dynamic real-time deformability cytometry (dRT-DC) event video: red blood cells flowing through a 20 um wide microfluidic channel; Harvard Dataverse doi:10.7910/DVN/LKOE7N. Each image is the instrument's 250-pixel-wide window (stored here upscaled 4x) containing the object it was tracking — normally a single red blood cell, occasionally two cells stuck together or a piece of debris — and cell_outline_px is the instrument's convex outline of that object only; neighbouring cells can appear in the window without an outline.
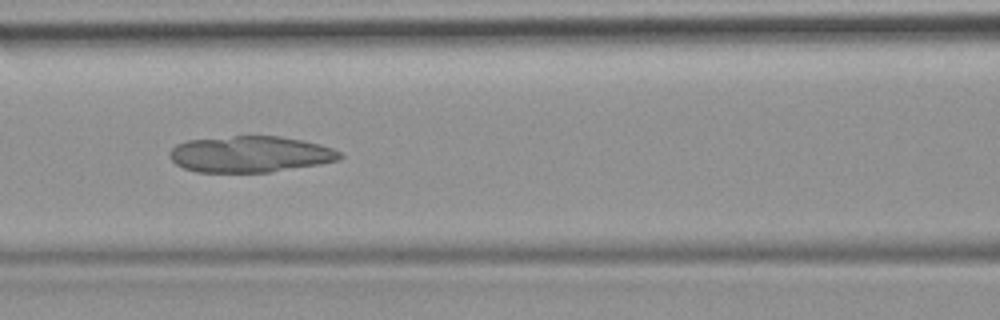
{"species": "common noctule bat (a hibernating species)", "species_latin": "Nyctalus noctula", "temperature_condition": "room temperature", "stored_images_in_passage": 37, "camera_frame_rate_fps": 3000, "um_per_image_px": 0.085, "animal": {"sex": "female", "body_mass_g": 19.9}, "frame": {"image": 1, "passage_image": 15, "time_ms": 4.667, "image_size_px": [1000, 320], "cell_outline_px": [[344, 156], [340, 160], [320, 164], [268, 172], [196, 172], [184, 168], [176, 164], [168, 156], [168, 152], [176, 144], [188, 140], [232, 136], [280, 136], [304, 140], [320, 144], [332, 148], [340, 152]], "centroid_in_image_um": [21.27, 13.1], "position_along_channel_um": 145.3, "area_um2": 36.13}}
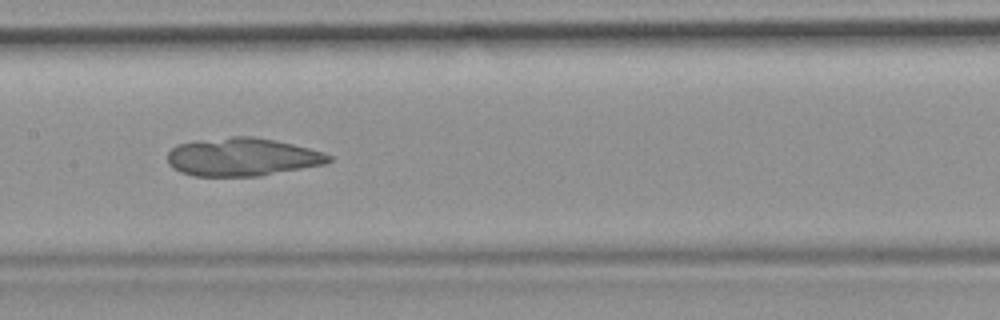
{"frame": {"image": 2, "passage_image": 18, "time_ms": 5.667, "image_size_px": [1000, 320], "cell_outline_px": [[332, 160], [324, 164], [260, 176], [192, 176], [180, 172], [172, 168], [168, 164], [168, 152], [176, 144], [232, 136], [252, 136], [276, 140], [324, 152], [332, 156]], "centroid_in_image_um": [20.58, 13.35], "position_along_channel_um": 186.8, "area_um2": 35.84}}
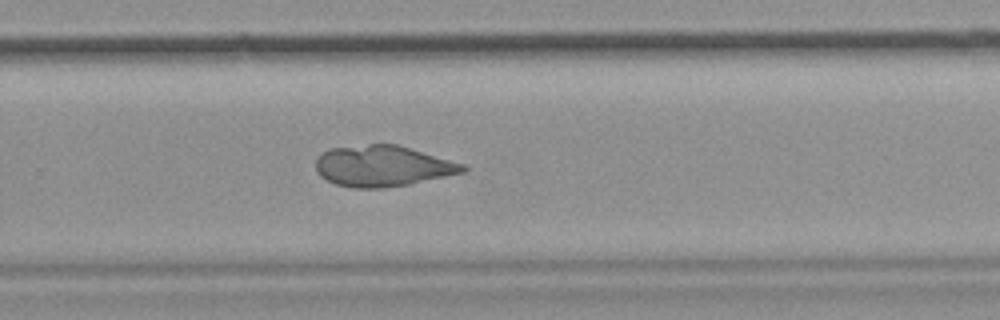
{"frame": {"image": 3, "passage_image": 26, "time_ms": 8.333, "image_size_px": [1000, 320], "cell_outline_px": [[468, 168], [464, 172], [408, 184], [384, 188], [352, 188], [336, 184], [320, 176], [316, 168], [316, 160], [324, 152], [332, 148], [368, 144], [396, 144], [464, 164]], "centroid_in_image_um": [32.52, 14.12], "position_along_channel_um": 297.3, "area_um2": 34.68}}